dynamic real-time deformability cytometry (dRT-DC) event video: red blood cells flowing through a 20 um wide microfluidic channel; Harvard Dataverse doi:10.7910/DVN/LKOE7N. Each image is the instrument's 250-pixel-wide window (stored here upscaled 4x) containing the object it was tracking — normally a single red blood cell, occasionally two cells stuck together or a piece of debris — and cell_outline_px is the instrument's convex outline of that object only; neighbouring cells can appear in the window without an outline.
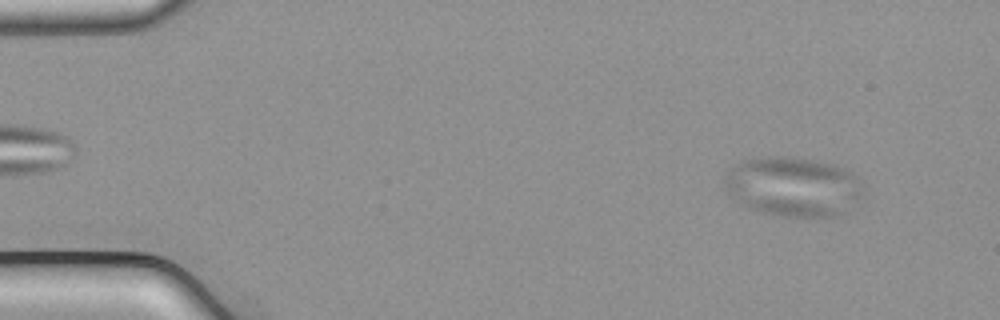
{"species": "common noctule bat (a hibernating species)", "species_latin": "Nyctalus noctula", "temperature_condition": "cold", "stored_images_in_passage": 54, "camera_frame_rate_fps": 3000, "um_per_image_px": 0.085, "animal": {"sex": "male", "body_mass_g": 21.5, "forearm_length_mm": 52.0}, "frame": {"image": 1, "passage_image": 5, "time_ms": 1.333, "image_size_px": [1000, 320], "cell_outline_px": [[860, 196], [848, 212], [824, 220], [784, 216], [764, 212], [748, 208], [736, 200], [728, 192], [724, 184], [724, 180], [728, 168], [740, 160], [772, 156], [792, 156], [816, 160], [836, 164], [852, 172], [856, 176], [860, 192]], "centroid_in_image_um": [67.41, 15.88], "position_along_channel_um": 17.6, "area_um2": 48.9}}
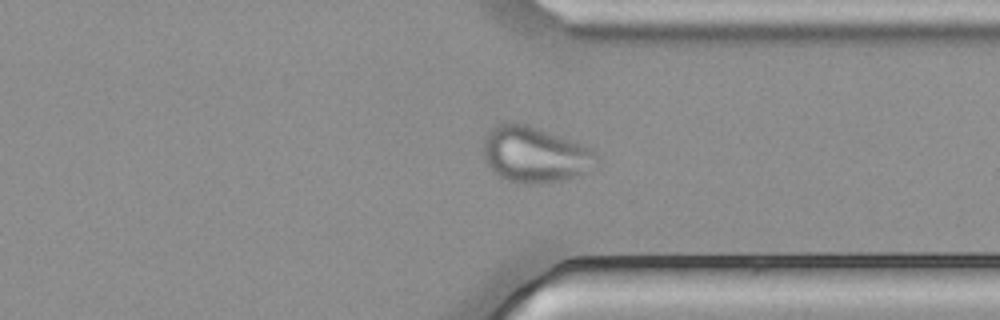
{"frame": {"image": 2, "passage_image": 41, "time_ms": 13.333, "image_size_px": [1000, 320], "cell_outline_px": [[600, 164], [596, 168], [564, 180], [536, 184], [524, 184], [508, 180], [496, 176], [484, 160], [484, 140], [488, 132], [496, 124], [524, 124], [536, 128], [580, 144], [596, 152], [600, 160]], "centroid_in_image_um": [45.48, 13.19], "position_along_channel_um": 365.9, "area_um2": 36.65}}
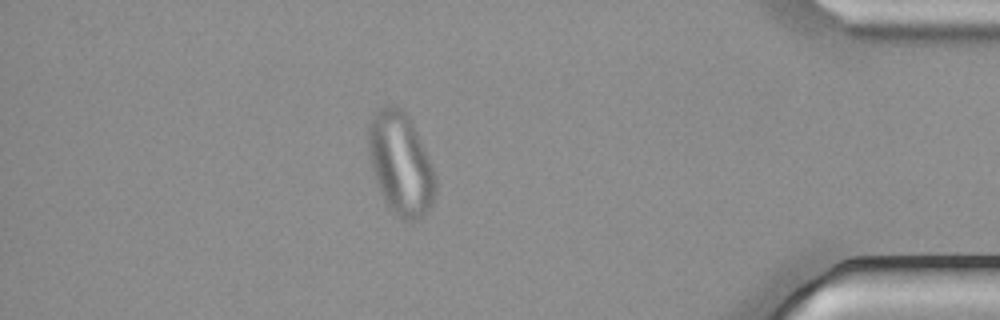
{"frame": {"image": 3, "passage_image": 47, "time_ms": 15.333, "image_size_px": [1000, 320], "cell_outline_px": [[436, 192], [432, 204], [428, 212], [424, 216], [412, 224], [400, 220], [388, 208], [380, 192], [372, 168], [368, 148], [368, 124], [372, 116], [380, 108], [388, 104], [396, 104], [408, 116], [412, 124], [432, 168], [436, 180]], "centroid_in_image_um": [34.04, 13.98], "position_along_channel_um": 401.2, "area_um2": 40.11}}